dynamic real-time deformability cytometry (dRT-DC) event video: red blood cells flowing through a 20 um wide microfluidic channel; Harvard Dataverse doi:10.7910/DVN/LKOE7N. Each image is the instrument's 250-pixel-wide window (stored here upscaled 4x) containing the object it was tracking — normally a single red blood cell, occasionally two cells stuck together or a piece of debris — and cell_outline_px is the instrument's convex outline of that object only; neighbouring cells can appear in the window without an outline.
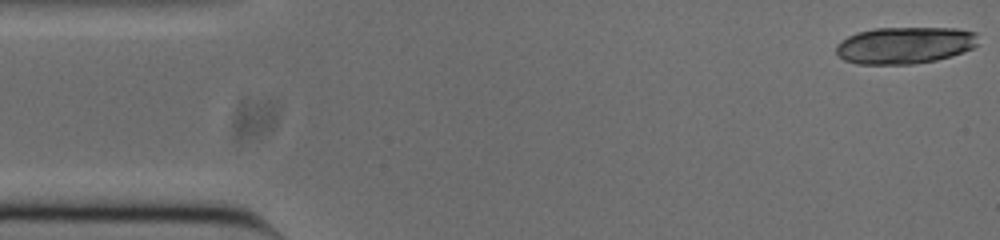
{"species": "common noctule bat (a hibernating species)", "species_latin": "Nyctalus noctula", "temperature_condition": "cold", "stored_images_in_passage": 16, "camera_frame_rate_fps": 3000, "um_per_image_px": 0.085, "animal": {"sex": "male", "body_mass_g": 20.0, "forearm_length_mm": 53.3}, "frame": {"image": 1, "passage_image": 1, "time_ms": 0.0, "image_size_px": [1000, 240], "cell_outline_px": [[976, 44], [972, 48], [948, 56], [932, 60], [908, 64], [860, 64], [844, 60], [836, 52], [836, 48], [848, 36], [860, 32], [876, 28], [952, 28], [972, 32]], "centroid_in_image_um": [76.84, 3.84], "position_along_channel_um": 8.2, "area_um2": 29.54}}